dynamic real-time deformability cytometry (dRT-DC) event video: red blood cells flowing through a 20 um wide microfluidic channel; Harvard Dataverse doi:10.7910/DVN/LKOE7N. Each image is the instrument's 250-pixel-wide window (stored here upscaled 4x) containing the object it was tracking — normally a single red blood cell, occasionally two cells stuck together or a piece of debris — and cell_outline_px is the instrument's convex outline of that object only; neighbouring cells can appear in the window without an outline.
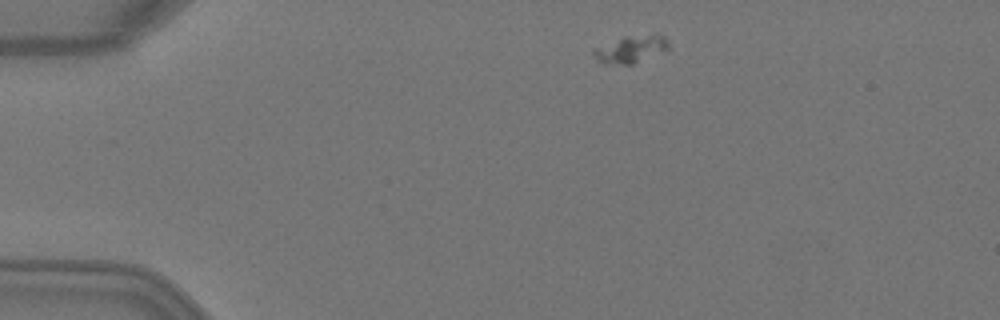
{"species": "Egyptian fruit bat (a non-hibernating species)", "species_latin": "Rousettus aegyptiacus", "temperature_condition": "warm", "stored_images_in_passage": 3, "camera_frame_rate_fps": 3000, "um_per_image_px": 0.085, "animal": {"sex": "female"}, "frame": {"image": 1, "passage_image": 1, "time_ms": 0.0, "image_size_px": [1000, 320], "cell_outline_px": [[668, 48], [632, 64], [624, 64], [600, 60], [592, 52], [596, 48], [624, 36], [660, 32], [668, 40]], "centroid_in_image_um": [53.72, 4.1], "position_along_channel_um": 31.3, "area_um2": 11.39}}